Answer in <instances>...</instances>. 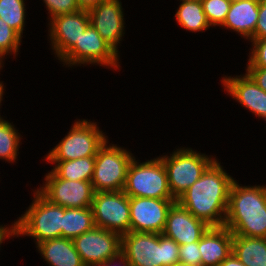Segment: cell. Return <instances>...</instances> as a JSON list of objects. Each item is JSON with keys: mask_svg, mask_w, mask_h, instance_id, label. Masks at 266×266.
<instances>
[{"mask_svg": "<svg viewBox=\"0 0 266 266\" xmlns=\"http://www.w3.org/2000/svg\"><path fill=\"white\" fill-rule=\"evenodd\" d=\"M219 160L216 158L202 176L176 199L195 218L210 227L225 225L229 192L235 180Z\"/></svg>", "mask_w": 266, "mask_h": 266, "instance_id": "obj_1", "label": "cell"}, {"mask_svg": "<svg viewBox=\"0 0 266 266\" xmlns=\"http://www.w3.org/2000/svg\"><path fill=\"white\" fill-rule=\"evenodd\" d=\"M224 226L233 235L266 238V184L243 186L235 179Z\"/></svg>", "mask_w": 266, "mask_h": 266, "instance_id": "obj_2", "label": "cell"}, {"mask_svg": "<svg viewBox=\"0 0 266 266\" xmlns=\"http://www.w3.org/2000/svg\"><path fill=\"white\" fill-rule=\"evenodd\" d=\"M179 247L162 233L130 231L122 235L121 252L132 266H171L179 262Z\"/></svg>", "mask_w": 266, "mask_h": 266, "instance_id": "obj_3", "label": "cell"}, {"mask_svg": "<svg viewBox=\"0 0 266 266\" xmlns=\"http://www.w3.org/2000/svg\"><path fill=\"white\" fill-rule=\"evenodd\" d=\"M29 207L14 220L15 238L32 237L35 246L62 237L64 207L50 203L36 189Z\"/></svg>", "mask_w": 266, "mask_h": 266, "instance_id": "obj_4", "label": "cell"}, {"mask_svg": "<svg viewBox=\"0 0 266 266\" xmlns=\"http://www.w3.org/2000/svg\"><path fill=\"white\" fill-rule=\"evenodd\" d=\"M71 129L43 157L45 161H68L96 156L98 149L106 142L108 135L88 119H75ZM107 135V136H106Z\"/></svg>", "mask_w": 266, "mask_h": 266, "instance_id": "obj_5", "label": "cell"}, {"mask_svg": "<svg viewBox=\"0 0 266 266\" xmlns=\"http://www.w3.org/2000/svg\"><path fill=\"white\" fill-rule=\"evenodd\" d=\"M165 154L159 157L167 171L169 190L175 199L192 186L216 159V155H206L186 146H178L169 155L168 152Z\"/></svg>", "mask_w": 266, "mask_h": 266, "instance_id": "obj_6", "label": "cell"}, {"mask_svg": "<svg viewBox=\"0 0 266 266\" xmlns=\"http://www.w3.org/2000/svg\"><path fill=\"white\" fill-rule=\"evenodd\" d=\"M134 157L132 151L119 144L110 143L108 138L95 156L91 180L94 192L122 191L129 164Z\"/></svg>", "mask_w": 266, "mask_h": 266, "instance_id": "obj_7", "label": "cell"}, {"mask_svg": "<svg viewBox=\"0 0 266 266\" xmlns=\"http://www.w3.org/2000/svg\"><path fill=\"white\" fill-rule=\"evenodd\" d=\"M129 164L123 192L128 197L175 199L168 186L167 171L159 156ZM141 161V162H140Z\"/></svg>", "mask_w": 266, "mask_h": 266, "instance_id": "obj_8", "label": "cell"}, {"mask_svg": "<svg viewBox=\"0 0 266 266\" xmlns=\"http://www.w3.org/2000/svg\"><path fill=\"white\" fill-rule=\"evenodd\" d=\"M120 55L101 37L90 24L79 41L59 60L62 67L72 68L99 65L119 72Z\"/></svg>", "mask_w": 266, "mask_h": 266, "instance_id": "obj_9", "label": "cell"}, {"mask_svg": "<svg viewBox=\"0 0 266 266\" xmlns=\"http://www.w3.org/2000/svg\"><path fill=\"white\" fill-rule=\"evenodd\" d=\"M43 180L35 189L50 203L64 208L91 207L95 193L91 181L61 179L51 170Z\"/></svg>", "mask_w": 266, "mask_h": 266, "instance_id": "obj_10", "label": "cell"}, {"mask_svg": "<svg viewBox=\"0 0 266 266\" xmlns=\"http://www.w3.org/2000/svg\"><path fill=\"white\" fill-rule=\"evenodd\" d=\"M92 212L96 227L120 234L130 232L129 197L122 191L95 192Z\"/></svg>", "mask_w": 266, "mask_h": 266, "instance_id": "obj_11", "label": "cell"}, {"mask_svg": "<svg viewBox=\"0 0 266 266\" xmlns=\"http://www.w3.org/2000/svg\"><path fill=\"white\" fill-rule=\"evenodd\" d=\"M48 24V43L52 54L60 60L79 41L90 25L88 10H79L53 17Z\"/></svg>", "mask_w": 266, "mask_h": 266, "instance_id": "obj_12", "label": "cell"}, {"mask_svg": "<svg viewBox=\"0 0 266 266\" xmlns=\"http://www.w3.org/2000/svg\"><path fill=\"white\" fill-rule=\"evenodd\" d=\"M82 263L91 266L105 262L121 252L122 236L94 226L91 230L73 239Z\"/></svg>", "mask_w": 266, "mask_h": 266, "instance_id": "obj_13", "label": "cell"}, {"mask_svg": "<svg viewBox=\"0 0 266 266\" xmlns=\"http://www.w3.org/2000/svg\"><path fill=\"white\" fill-rule=\"evenodd\" d=\"M174 202L176 199L129 197L130 231L162 233Z\"/></svg>", "mask_w": 266, "mask_h": 266, "instance_id": "obj_14", "label": "cell"}, {"mask_svg": "<svg viewBox=\"0 0 266 266\" xmlns=\"http://www.w3.org/2000/svg\"><path fill=\"white\" fill-rule=\"evenodd\" d=\"M123 9L121 0H104L88 10L90 24L119 55L127 27Z\"/></svg>", "mask_w": 266, "mask_h": 266, "instance_id": "obj_15", "label": "cell"}, {"mask_svg": "<svg viewBox=\"0 0 266 266\" xmlns=\"http://www.w3.org/2000/svg\"><path fill=\"white\" fill-rule=\"evenodd\" d=\"M221 78L226 95L266 123V92L246 72L234 76L223 74Z\"/></svg>", "mask_w": 266, "mask_h": 266, "instance_id": "obj_16", "label": "cell"}, {"mask_svg": "<svg viewBox=\"0 0 266 266\" xmlns=\"http://www.w3.org/2000/svg\"><path fill=\"white\" fill-rule=\"evenodd\" d=\"M209 228L206 222L195 218L176 201L168 210L162 234L175 240L179 245H185L198 242Z\"/></svg>", "mask_w": 266, "mask_h": 266, "instance_id": "obj_17", "label": "cell"}, {"mask_svg": "<svg viewBox=\"0 0 266 266\" xmlns=\"http://www.w3.org/2000/svg\"><path fill=\"white\" fill-rule=\"evenodd\" d=\"M260 0H232L224 23L220 28L235 32L248 42L254 40Z\"/></svg>", "mask_w": 266, "mask_h": 266, "instance_id": "obj_18", "label": "cell"}, {"mask_svg": "<svg viewBox=\"0 0 266 266\" xmlns=\"http://www.w3.org/2000/svg\"><path fill=\"white\" fill-rule=\"evenodd\" d=\"M233 234L225 227H210L199 240L201 266H218L232 253Z\"/></svg>", "mask_w": 266, "mask_h": 266, "instance_id": "obj_19", "label": "cell"}, {"mask_svg": "<svg viewBox=\"0 0 266 266\" xmlns=\"http://www.w3.org/2000/svg\"><path fill=\"white\" fill-rule=\"evenodd\" d=\"M35 247L48 266H85L71 239H49Z\"/></svg>", "mask_w": 266, "mask_h": 266, "instance_id": "obj_20", "label": "cell"}, {"mask_svg": "<svg viewBox=\"0 0 266 266\" xmlns=\"http://www.w3.org/2000/svg\"><path fill=\"white\" fill-rule=\"evenodd\" d=\"M232 253L246 266H266V238L233 235Z\"/></svg>", "mask_w": 266, "mask_h": 266, "instance_id": "obj_21", "label": "cell"}, {"mask_svg": "<svg viewBox=\"0 0 266 266\" xmlns=\"http://www.w3.org/2000/svg\"><path fill=\"white\" fill-rule=\"evenodd\" d=\"M179 3L173 17L180 28L192 33H203L210 29L201 0H183Z\"/></svg>", "mask_w": 266, "mask_h": 266, "instance_id": "obj_22", "label": "cell"}, {"mask_svg": "<svg viewBox=\"0 0 266 266\" xmlns=\"http://www.w3.org/2000/svg\"><path fill=\"white\" fill-rule=\"evenodd\" d=\"M53 164L51 171L61 179L91 181L94 173L95 156L68 161H46ZM55 164V166H54Z\"/></svg>", "mask_w": 266, "mask_h": 266, "instance_id": "obj_23", "label": "cell"}, {"mask_svg": "<svg viewBox=\"0 0 266 266\" xmlns=\"http://www.w3.org/2000/svg\"><path fill=\"white\" fill-rule=\"evenodd\" d=\"M95 226L91 207L64 208L62 237L73 240Z\"/></svg>", "mask_w": 266, "mask_h": 266, "instance_id": "obj_24", "label": "cell"}, {"mask_svg": "<svg viewBox=\"0 0 266 266\" xmlns=\"http://www.w3.org/2000/svg\"><path fill=\"white\" fill-rule=\"evenodd\" d=\"M13 122L0 119V160L8 164L18 163L19 148L23 139Z\"/></svg>", "mask_w": 266, "mask_h": 266, "instance_id": "obj_25", "label": "cell"}, {"mask_svg": "<svg viewBox=\"0 0 266 266\" xmlns=\"http://www.w3.org/2000/svg\"><path fill=\"white\" fill-rule=\"evenodd\" d=\"M26 0H0V17L22 38L26 27Z\"/></svg>", "mask_w": 266, "mask_h": 266, "instance_id": "obj_26", "label": "cell"}, {"mask_svg": "<svg viewBox=\"0 0 266 266\" xmlns=\"http://www.w3.org/2000/svg\"><path fill=\"white\" fill-rule=\"evenodd\" d=\"M22 40V37L0 17V58L4 62L12 55L14 59L18 56Z\"/></svg>", "mask_w": 266, "mask_h": 266, "instance_id": "obj_27", "label": "cell"}, {"mask_svg": "<svg viewBox=\"0 0 266 266\" xmlns=\"http://www.w3.org/2000/svg\"><path fill=\"white\" fill-rule=\"evenodd\" d=\"M201 2L211 28L220 27L225 21L232 0H201Z\"/></svg>", "mask_w": 266, "mask_h": 266, "instance_id": "obj_28", "label": "cell"}, {"mask_svg": "<svg viewBox=\"0 0 266 266\" xmlns=\"http://www.w3.org/2000/svg\"><path fill=\"white\" fill-rule=\"evenodd\" d=\"M47 10L48 22L56 16L79 11L76 0H42Z\"/></svg>", "mask_w": 266, "mask_h": 266, "instance_id": "obj_29", "label": "cell"}, {"mask_svg": "<svg viewBox=\"0 0 266 266\" xmlns=\"http://www.w3.org/2000/svg\"><path fill=\"white\" fill-rule=\"evenodd\" d=\"M251 48L246 63V67H262L266 68V38L254 39L249 41Z\"/></svg>", "mask_w": 266, "mask_h": 266, "instance_id": "obj_30", "label": "cell"}, {"mask_svg": "<svg viewBox=\"0 0 266 266\" xmlns=\"http://www.w3.org/2000/svg\"><path fill=\"white\" fill-rule=\"evenodd\" d=\"M179 262L185 263L190 266H201L199 241L180 245Z\"/></svg>", "mask_w": 266, "mask_h": 266, "instance_id": "obj_31", "label": "cell"}, {"mask_svg": "<svg viewBox=\"0 0 266 266\" xmlns=\"http://www.w3.org/2000/svg\"><path fill=\"white\" fill-rule=\"evenodd\" d=\"M266 38V0H260L258 21L254 31V39Z\"/></svg>", "mask_w": 266, "mask_h": 266, "instance_id": "obj_32", "label": "cell"}, {"mask_svg": "<svg viewBox=\"0 0 266 266\" xmlns=\"http://www.w3.org/2000/svg\"><path fill=\"white\" fill-rule=\"evenodd\" d=\"M245 72L262 90L266 92V68L246 67Z\"/></svg>", "mask_w": 266, "mask_h": 266, "instance_id": "obj_33", "label": "cell"}, {"mask_svg": "<svg viewBox=\"0 0 266 266\" xmlns=\"http://www.w3.org/2000/svg\"><path fill=\"white\" fill-rule=\"evenodd\" d=\"M91 266H132L126 256L120 252L117 256L109 258L105 262L93 264Z\"/></svg>", "mask_w": 266, "mask_h": 266, "instance_id": "obj_34", "label": "cell"}, {"mask_svg": "<svg viewBox=\"0 0 266 266\" xmlns=\"http://www.w3.org/2000/svg\"><path fill=\"white\" fill-rule=\"evenodd\" d=\"M15 237V223L12 221L10 225L0 224V248L5 240L13 239ZM1 251V249H0Z\"/></svg>", "mask_w": 266, "mask_h": 266, "instance_id": "obj_35", "label": "cell"}, {"mask_svg": "<svg viewBox=\"0 0 266 266\" xmlns=\"http://www.w3.org/2000/svg\"><path fill=\"white\" fill-rule=\"evenodd\" d=\"M218 266H246L233 253L225 258Z\"/></svg>", "mask_w": 266, "mask_h": 266, "instance_id": "obj_36", "label": "cell"}, {"mask_svg": "<svg viewBox=\"0 0 266 266\" xmlns=\"http://www.w3.org/2000/svg\"><path fill=\"white\" fill-rule=\"evenodd\" d=\"M104 0H76L81 10H90Z\"/></svg>", "mask_w": 266, "mask_h": 266, "instance_id": "obj_37", "label": "cell"}, {"mask_svg": "<svg viewBox=\"0 0 266 266\" xmlns=\"http://www.w3.org/2000/svg\"><path fill=\"white\" fill-rule=\"evenodd\" d=\"M5 83H4V81H0V106L2 107V101H4L3 99V97L5 96L4 94H5ZM1 107H0V111H2L1 110ZM1 114V113H0ZM3 118H6V117H2L1 115H0V119H3Z\"/></svg>", "mask_w": 266, "mask_h": 266, "instance_id": "obj_38", "label": "cell"}, {"mask_svg": "<svg viewBox=\"0 0 266 266\" xmlns=\"http://www.w3.org/2000/svg\"><path fill=\"white\" fill-rule=\"evenodd\" d=\"M171 266H190V265H187V264L182 263V262H177V263H175V264H173Z\"/></svg>", "mask_w": 266, "mask_h": 266, "instance_id": "obj_39", "label": "cell"}, {"mask_svg": "<svg viewBox=\"0 0 266 266\" xmlns=\"http://www.w3.org/2000/svg\"><path fill=\"white\" fill-rule=\"evenodd\" d=\"M4 64L5 62L0 58V72L3 70Z\"/></svg>", "mask_w": 266, "mask_h": 266, "instance_id": "obj_40", "label": "cell"}]
</instances>
